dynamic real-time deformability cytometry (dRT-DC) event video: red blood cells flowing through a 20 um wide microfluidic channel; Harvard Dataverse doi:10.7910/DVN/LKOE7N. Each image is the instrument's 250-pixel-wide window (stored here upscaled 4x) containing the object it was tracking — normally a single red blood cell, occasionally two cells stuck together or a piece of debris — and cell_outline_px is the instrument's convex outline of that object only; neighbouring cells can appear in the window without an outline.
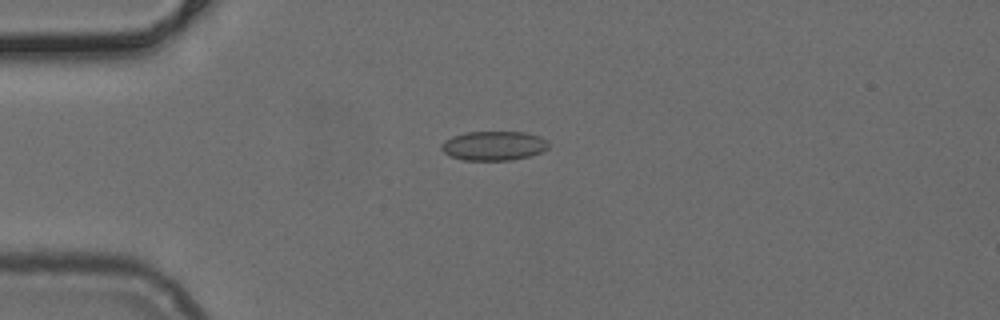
{"species": "common noctule bat (a hibernating species)", "species_latin": "Nyctalus noctula", "temperature_condition": "cold", "stored_images_in_passage": 39, "camera_frame_rate_fps": 3000, "um_per_image_px": 0.085, "animal": {"sex": "female", "body_mass_g": 24.6, "forearm_length_mm": 56.2}, "frame": {"image": 1, "passage_image": 1, "time_ms": 0.0, "image_size_px": [1000, 320], "cell_outline_px": [[548, 148], [540, 152], [528, 156], [512, 160], [464, 160], [448, 156], [440, 148], [440, 144], [444, 140], [452, 136], [468, 132], [524, 132], [540, 136], [548, 140]], "centroid_in_image_um": [41.94, 12.39], "position_along_channel_um": 43.1, "area_um2": 18.38}}
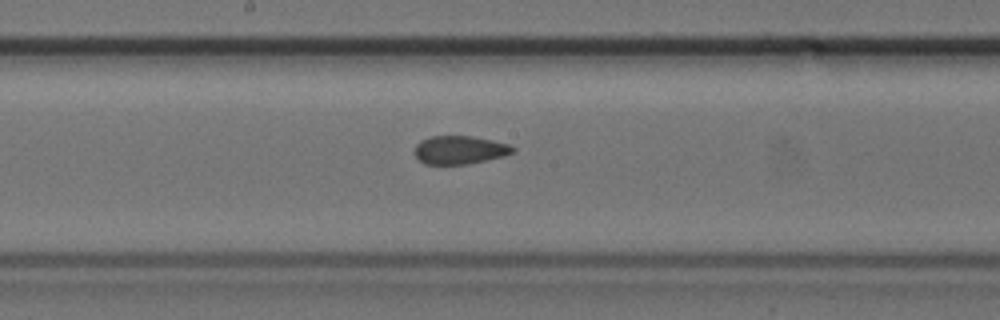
{"frame": {"image": 2, "passage_image": 15, "time_ms": 4.667, "image_size_px": [1000, 320], "cell_outline_px": [[516, 152], [504, 156], [468, 164], [424, 164], [412, 152], [416, 144], [420, 140], [432, 136], [472, 136], [492, 140], [508, 144], [516, 148]], "centroid_in_image_um": [39.07, 12.74], "position_along_channel_um": 209.1, "area_um2": 16.36}}
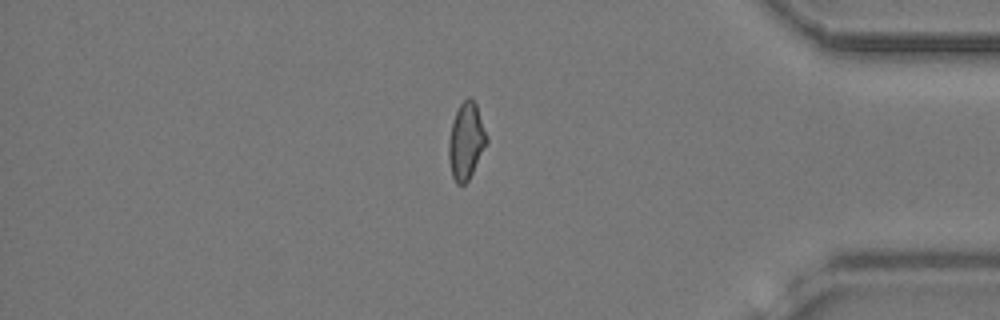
{"frame": {"image": 3, "passage_image": 31, "time_ms": 10.0, "image_size_px": [1000, 320], "cell_outline_px": [[488, 140], [468, 180], [464, 184], [456, 184], [452, 176], [448, 160], [448, 140], [452, 120], [460, 104], [468, 96], [476, 104], [488, 136]], "centroid_in_image_um": [39.6, 11.98], "position_along_channel_um": 395.6, "area_um2": 16.88}}